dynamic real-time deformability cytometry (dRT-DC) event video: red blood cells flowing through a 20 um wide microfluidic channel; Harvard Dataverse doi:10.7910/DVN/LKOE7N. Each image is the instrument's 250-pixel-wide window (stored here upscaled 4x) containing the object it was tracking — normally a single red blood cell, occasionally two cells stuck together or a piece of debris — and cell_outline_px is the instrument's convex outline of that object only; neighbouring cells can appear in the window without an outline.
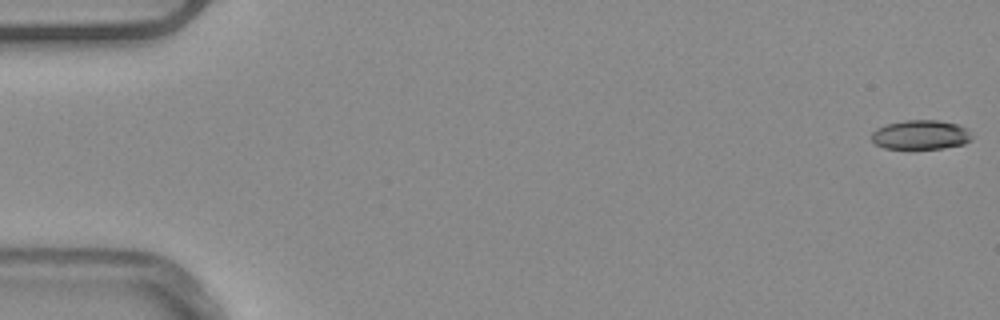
{"species": "common noctule bat (a hibernating species)", "species_latin": "Nyctalus noctula", "temperature_condition": "warm", "stored_images_in_passage": 53, "camera_frame_rate_fps": 3000, "um_per_image_px": 0.085, "animal": {"sex": "male", "body_mass_g": 20.4}, "frame": {"image": 1, "passage_image": 1, "time_ms": 0.0, "image_size_px": [1000, 320], "cell_outline_px": [[972, 140], [964, 144], [944, 148], [908, 152], [884, 148], [876, 144], [872, 140], [872, 132], [876, 128], [888, 124], [904, 120], [936, 120], [960, 124], [968, 128], [972, 136]], "centroid_in_image_um": [78.27, 11.51], "position_along_channel_um": 6.7, "area_um2": 18.09}}
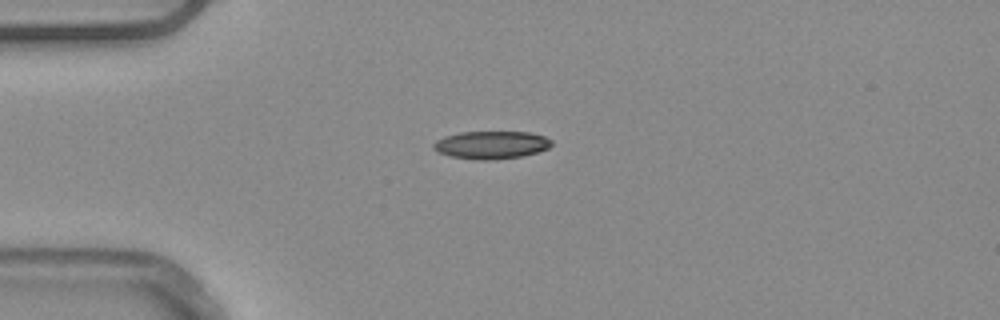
{"frame": {"image": 2, "passage_image": 14, "time_ms": 4.333, "image_size_px": [1000, 320], "cell_outline_px": [[552, 144], [548, 148], [536, 152], [520, 156], [492, 160], [476, 160], [448, 156], [432, 148], [432, 144], [436, 140], [444, 136], [460, 132], [528, 132], [544, 136], [552, 140]], "centroid_in_image_um": [41.72, 12.32], "position_along_channel_um": 43.3, "area_um2": 19.13}}
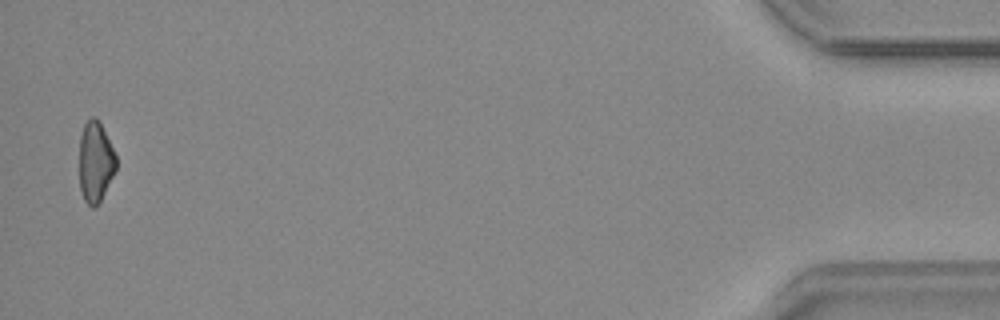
{"frame": {"image": 3, "passage_image": 52, "time_ms": 17.0, "image_size_px": [1000, 320], "cell_outline_px": [[116, 168], [96, 208], [92, 208], [84, 200], [80, 188], [80, 136], [84, 124], [92, 116], [96, 116], [100, 120], [116, 156]], "centroid_in_image_um": [8.11, 13.73], "position_along_channel_um": 427.1, "area_um2": 17.17}, "authors_computed_cell_mechanics": {"area_um2": 18.785, "velocity_mm_per_s": 3.9178, "shape_relaxation_time_tau1_ms": 10.3482, "shape_relaxation_time_tau2_ms": null, "deformation_change_tau1": 0.1899, "deformation_change_tau2": null}}